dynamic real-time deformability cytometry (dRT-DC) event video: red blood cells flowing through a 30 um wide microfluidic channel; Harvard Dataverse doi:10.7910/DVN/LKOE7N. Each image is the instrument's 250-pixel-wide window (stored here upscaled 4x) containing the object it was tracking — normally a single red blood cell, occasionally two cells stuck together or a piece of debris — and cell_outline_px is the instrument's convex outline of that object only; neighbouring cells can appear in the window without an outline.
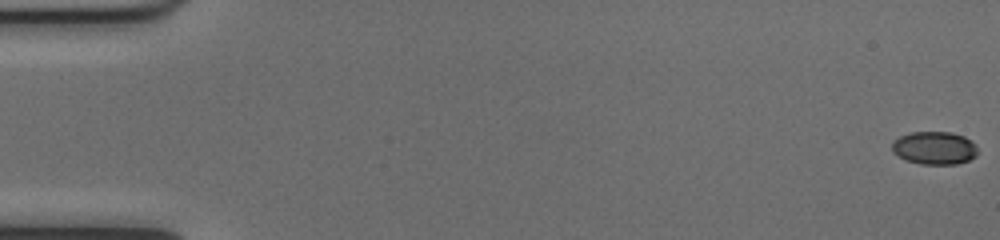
{"species": "common noctule bat (a hibernating species)", "species_latin": "Nyctalus noctula", "temperature_condition": "cold", "stored_images_in_passage": 12, "camera_frame_rate_fps": 3000, "um_per_image_px": 0.085, "animal": {"sex": "female", "body_mass_g": 17.0, "forearm_length_mm": 48.0}, "frame": {"image": 1, "passage_image": 1, "time_ms": 0.0, "image_size_px": [1000, 240], "cell_outline_px": [[976, 156], [968, 160], [956, 164], [920, 164], [904, 160], [892, 152], [892, 140], [900, 136], [912, 132], [952, 132], [964, 136], [972, 140], [976, 144]], "centroid_in_image_um": [79.41, 12.57], "position_along_channel_um": 5.6, "area_um2": 16.65}}